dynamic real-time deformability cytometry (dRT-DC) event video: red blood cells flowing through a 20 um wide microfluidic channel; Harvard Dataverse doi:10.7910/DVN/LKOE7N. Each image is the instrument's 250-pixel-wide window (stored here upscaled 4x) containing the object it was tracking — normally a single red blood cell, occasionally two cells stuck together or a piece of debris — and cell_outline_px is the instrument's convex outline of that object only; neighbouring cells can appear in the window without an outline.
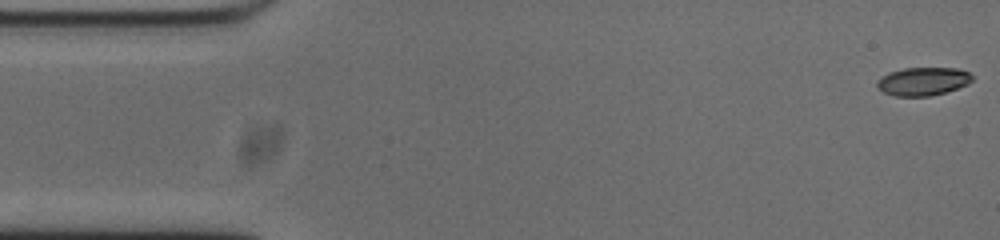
{"species": "common noctule bat (a hibernating species)", "species_latin": "Nyctalus noctula", "temperature_condition": "cold", "stored_images_in_passage": 53, "camera_frame_rate_fps": 3000, "um_per_image_px": 0.085, "animal": {"sex": "male", "body_mass_g": 20.0, "forearm_length_mm": 53.3}, "frame": {"image": 1, "passage_image": 1, "time_ms": 0.0, "image_size_px": [1000, 240], "cell_outline_px": [[972, 80], [968, 84], [944, 92], [928, 96], [896, 96], [884, 92], [876, 88], [876, 80], [888, 72], [904, 68], [956, 68], [968, 72], [972, 76]], "centroid_in_image_um": [78.4, 6.91], "position_along_channel_um": 6.6, "area_um2": 15.61}}
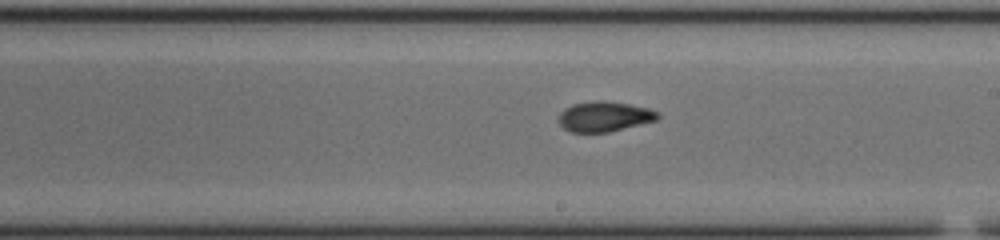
{"frame": {"image": 2, "passage_image": 29, "time_ms": 9.333, "image_size_px": [1000, 240], "cell_outline_px": [[660, 116], [656, 120], [608, 132], [572, 132], [564, 128], [560, 124], [560, 112], [564, 108], [572, 104], [596, 100], [604, 100], [628, 104], [648, 108], [660, 112]], "centroid_in_image_um": [51.37, 9.89], "position_along_channel_um": 237.6, "area_um2": 17.28}}
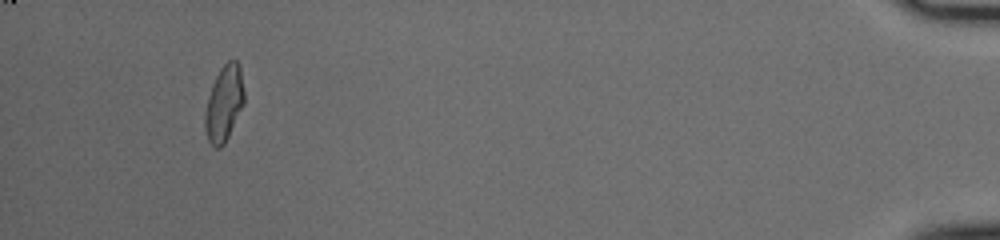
{"frame": {"image": 3, "passage_image": 50, "time_ms": 16.333, "image_size_px": [1000, 240], "cell_outline_px": [[244, 104], [224, 144], [220, 148], [216, 148], [208, 140], [204, 128], [204, 116], [208, 96], [212, 84], [220, 68], [228, 60], [236, 60], [240, 68], [244, 92]], "centroid_in_image_um": [19.03, 8.79], "position_along_channel_um": 416.2, "area_um2": 17.22}, "authors_computed_cell_mechanics": {"area_um2": 17.1666, "velocity_mm_per_s": 3.744, "shape_relaxation_time_tau1_ms": 8.0694, "shape_relaxation_time_tau2_ms": 2.2426, "deformation_change_tau1": 0.2393, "deformation_change_tau2": 0.0741}}